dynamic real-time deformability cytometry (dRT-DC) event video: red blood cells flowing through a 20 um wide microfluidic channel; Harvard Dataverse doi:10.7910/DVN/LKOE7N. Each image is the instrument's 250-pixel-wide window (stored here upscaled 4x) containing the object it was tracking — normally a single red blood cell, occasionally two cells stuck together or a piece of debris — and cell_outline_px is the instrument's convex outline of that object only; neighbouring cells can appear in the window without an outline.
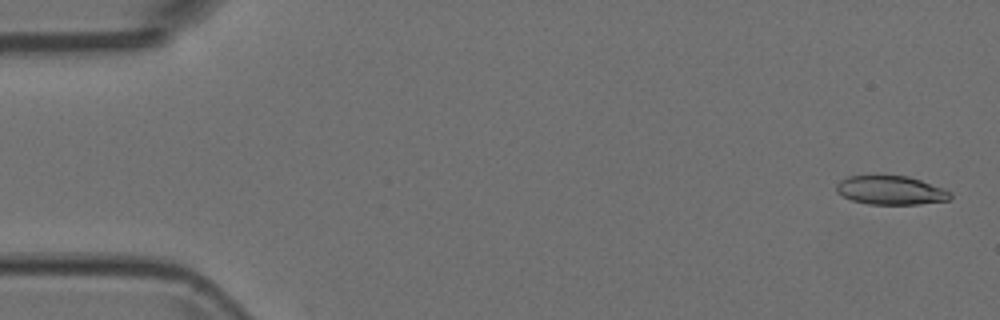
{"species": "Egyptian fruit bat (a non-hibernating species)", "species_latin": "Rousettus aegyptiacus", "temperature_condition": "room temperature", "stored_images_in_passage": 5, "camera_frame_rate_fps": 3000, "um_per_image_px": 0.085, "animal": {"sex": "female"}, "frame": {"image": 1, "passage_image": 1, "time_ms": 0.0, "image_size_px": [1000, 320], "cell_outline_px": [[952, 196], [948, 200], [916, 204], [868, 204], [852, 200], [836, 192], [836, 184], [840, 180], [848, 176], [876, 172], [908, 176], [944, 188], [952, 192]], "centroid_in_image_um": [75.67, 16.11], "position_along_channel_um": 9.3, "area_um2": 19.88}}